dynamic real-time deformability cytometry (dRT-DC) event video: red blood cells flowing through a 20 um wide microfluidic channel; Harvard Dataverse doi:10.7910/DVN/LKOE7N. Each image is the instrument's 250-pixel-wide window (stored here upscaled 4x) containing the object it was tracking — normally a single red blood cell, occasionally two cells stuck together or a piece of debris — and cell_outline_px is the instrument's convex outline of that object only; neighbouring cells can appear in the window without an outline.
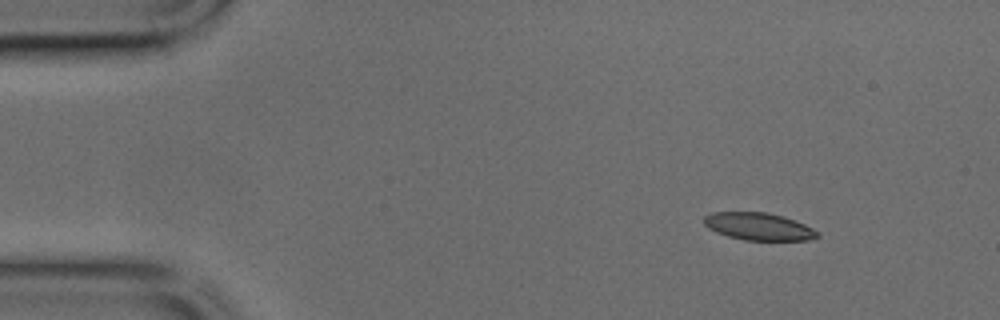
{"species": "common noctule bat (a hibernating species)", "species_latin": "Nyctalus noctula", "temperature_condition": "cold", "stored_images_in_passage": 40, "camera_frame_rate_fps": 3000, "um_per_image_px": 0.085, "animal": {"sex": "male", "body_mass_g": 17.9, "forearm_length_mm": 54.2}, "frame": {"image": 1, "passage_image": 1, "time_ms": 0.0, "image_size_px": [1000, 320], "cell_outline_px": [[820, 236], [808, 240], [744, 240], [728, 236], [716, 232], [708, 228], [704, 224], [704, 216], [712, 212], [768, 212], [804, 224], [820, 232]], "centroid_in_image_um": [64.47, 19.25], "position_along_channel_um": 20.5, "area_um2": 18.03}}
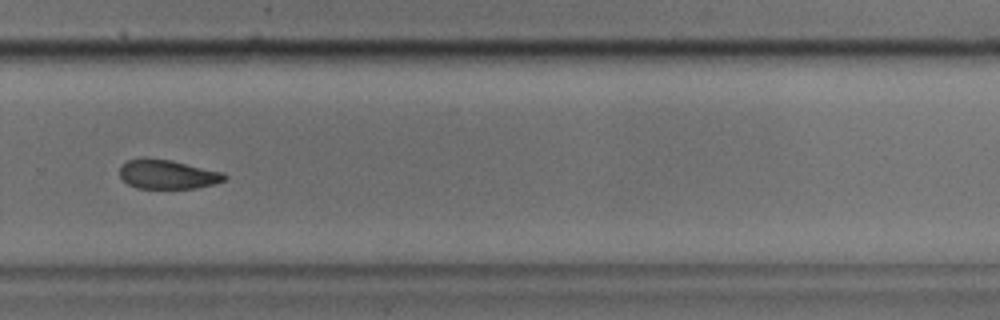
{"frame": {"image": 2, "passage_image": 26, "time_ms": 8.333, "image_size_px": [1000, 320], "cell_outline_px": [[228, 176], [224, 180], [212, 184], [196, 188], [136, 188], [128, 184], [120, 176], [120, 168], [128, 160], [172, 160], [224, 172]], "centroid_in_image_um": [14.3, 14.84], "position_along_channel_um": 315.5, "area_um2": 17.34}}
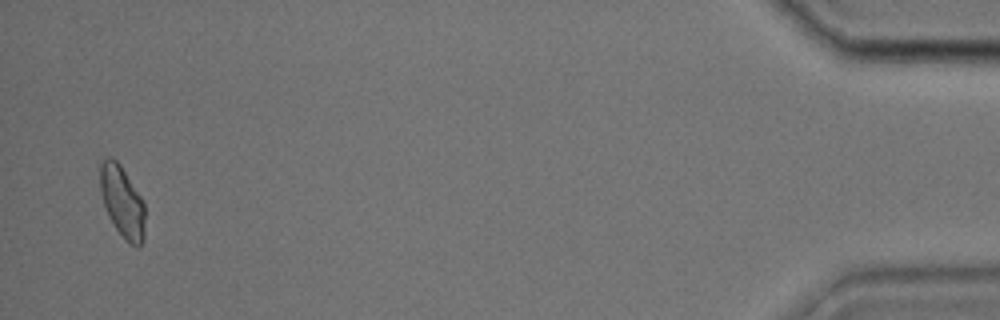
{"frame": {"image": 3, "passage_image": 39, "time_ms": 12.667, "image_size_px": [1000, 320], "cell_outline_px": [[144, 236], [140, 248], [136, 248], [128, 244], [124, 240], [116, 228], [104, 204], [100, 188], [100, 164], [108, 156], [112, 156], [120, 164], [140, 196], [144, 204]], "centroid_in_image_um": [10.4, 17.17], "position_along_channel_um": 424.8, "area_um2": 18.5}}